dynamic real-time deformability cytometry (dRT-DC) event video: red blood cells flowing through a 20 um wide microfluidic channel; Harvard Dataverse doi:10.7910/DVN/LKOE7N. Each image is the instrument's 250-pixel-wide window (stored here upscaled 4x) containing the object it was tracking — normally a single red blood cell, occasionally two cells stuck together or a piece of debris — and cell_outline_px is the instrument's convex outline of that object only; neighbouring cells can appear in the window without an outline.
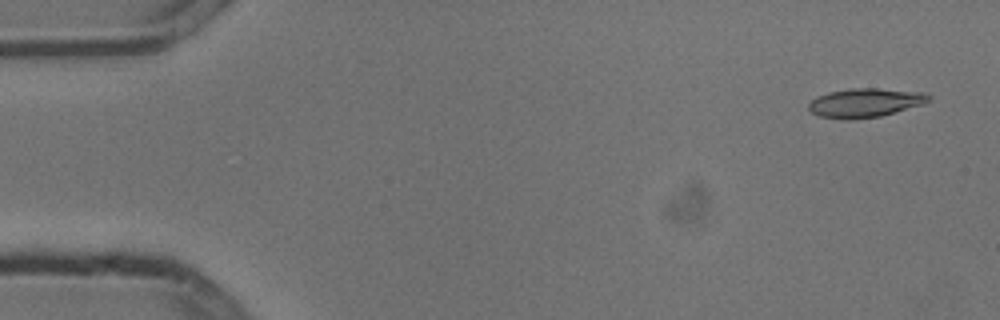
{"species": "common noctule bat (a hibernating species)", "species_latin": "Nyctalus noctula", "temperature_condition": "cold", "stored_images_in_passage": 5, "camera_frame_rate_fps": 3000, "um_per_image_px": 0.085, "animal": {"sex": "male", "body_mass_g": 13.3}, "frame": {"image": 1, "passage_image": 1, "time_ms": 0.0, "image_size_px": [1000, 320], "cell_outline_px": [[932, 100], [924, 104], [880, 116], [852, 120], [844, 120], [820, 116], [812, 112], [808, 108], [808, 104], [812, 100], [828, 92], [852, 88], [876, 88], [924, 92], [932, 96]], "centroid_in_image_um": [73.58, 8.74], "position_along_channel_um": 11.4, "area_um2": 20.35}}